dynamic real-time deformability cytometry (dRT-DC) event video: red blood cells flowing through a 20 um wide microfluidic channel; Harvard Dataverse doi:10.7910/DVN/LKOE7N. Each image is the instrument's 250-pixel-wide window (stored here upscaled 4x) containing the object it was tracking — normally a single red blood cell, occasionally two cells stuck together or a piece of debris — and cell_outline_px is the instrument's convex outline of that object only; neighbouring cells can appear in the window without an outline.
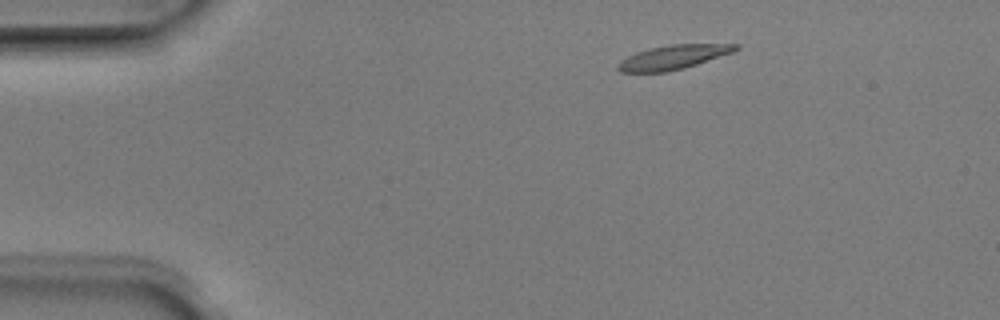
{"species": "Egyptian fruit bat (a non-hibernating species)", "species_latin": "Rousettus aegyptiacus", "temperature_condition": "room temperature", "stored_images_in_passage": 4, "camera_frame_rate_fps": 3000, "um_per_image_px": 0.085, "animal": {"sex": "male"}, "frame": {"image": 1, "passage_image": 2, "time_ms": 0.333, "image_size_px": [1000, 320], "cell_outline_px": [[740, 48], [732, 52], [684, 68], [668, 72], [620, 72], [616, 68], [620, 60], [636, 52], [652, 48], [672, 44], [740, 44]], "centroid_in_image_um": [57.2, 4.86], "position_along_channel_um": 27.8, "area_um2": 16.42}}
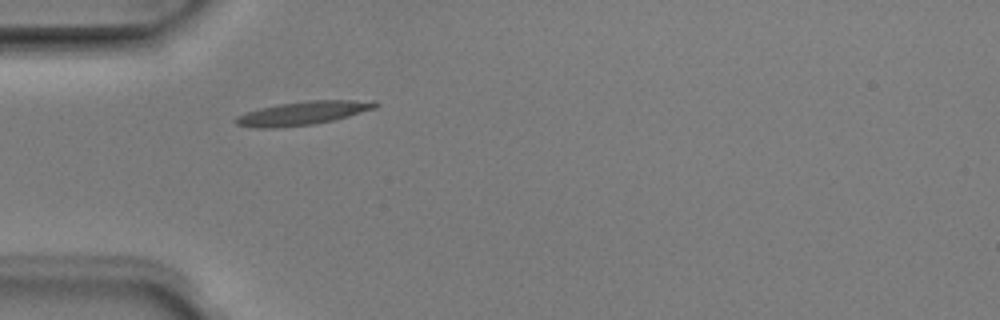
{"frame": {"image": 2, "passage_image": 4, "time_ms": 1.0, "image_size_px": [1000, 320], "cell_outline_px": [[380, 104], [376, 108], [348, 116], [332, 120], [312, 124], [276, 128], [252, 128], [236, 124], [232, 120], [236, 116], [260, 108], [280, 104], [308, 100], [376, 100]], "centroid_in_image_um": [25.75, 9.61], "position_along_channel_um": 59.3, "area_um2": 19.19}}